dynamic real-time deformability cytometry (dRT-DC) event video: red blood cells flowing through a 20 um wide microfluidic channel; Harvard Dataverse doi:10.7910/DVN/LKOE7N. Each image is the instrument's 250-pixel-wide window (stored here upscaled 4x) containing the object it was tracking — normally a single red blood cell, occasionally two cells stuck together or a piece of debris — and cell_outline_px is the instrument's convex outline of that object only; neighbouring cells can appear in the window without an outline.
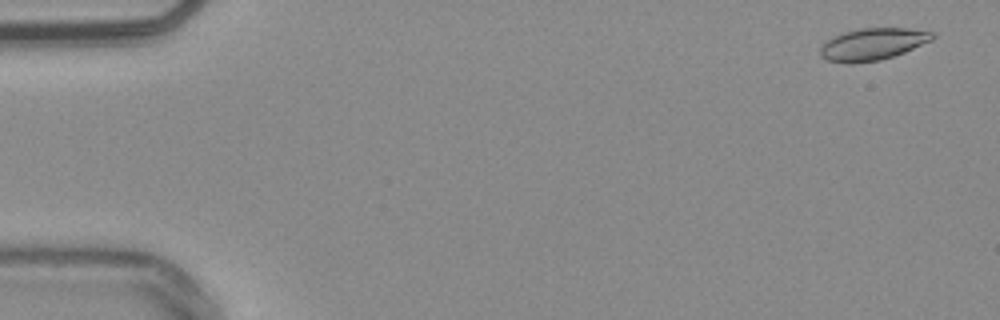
{"species": "common noctule bat (a hibernating species)", "species_latin": "Nyctalus noctula", "temperature_condition": "warm", "stored_images_in_passage": 16, "camera_frame_rate_fps": 3000, "um_per_image_px": 0.085, "animal": {"sex": "male", "body_mass_g": 20.4}, "frame": {"image": 1, "passage_image": 3, "time_ms": 0.667, "image_size_px": [1000, 320], "cell_outline_px": [[936, 36], [932, 40], [904, 52], [880, 60], [852, 64], [848, 64], [828, 60], [820, 56], [820, 44], [844, 32], [864, 28], [908, 28], [936, 32]], "centroid_in_image_um": [74.19, 3.76], "position_along_channel_um": 10.8, "area_um2": 20.92}}
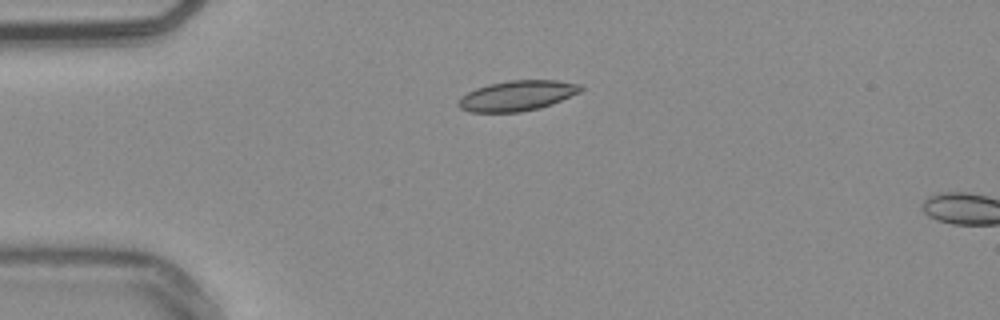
{"frame": {"image": 2, "passage_image": 14, "time_ms": 4.333, "image_size_px": [1000, 320], "cell_outline_px": [[584, 88], [580, 92], [552, 104], [540, 108], [520, 112], [472, 112], [460, 108], [456, 104], [460, 96], [476, 88], [488, 84], [508, 80], [556, 80], [580, 84]], "centroid_in_image_um": [43.95, 8.13], "position_along_channel_um": 41.1, "area_um2": 21.68}}